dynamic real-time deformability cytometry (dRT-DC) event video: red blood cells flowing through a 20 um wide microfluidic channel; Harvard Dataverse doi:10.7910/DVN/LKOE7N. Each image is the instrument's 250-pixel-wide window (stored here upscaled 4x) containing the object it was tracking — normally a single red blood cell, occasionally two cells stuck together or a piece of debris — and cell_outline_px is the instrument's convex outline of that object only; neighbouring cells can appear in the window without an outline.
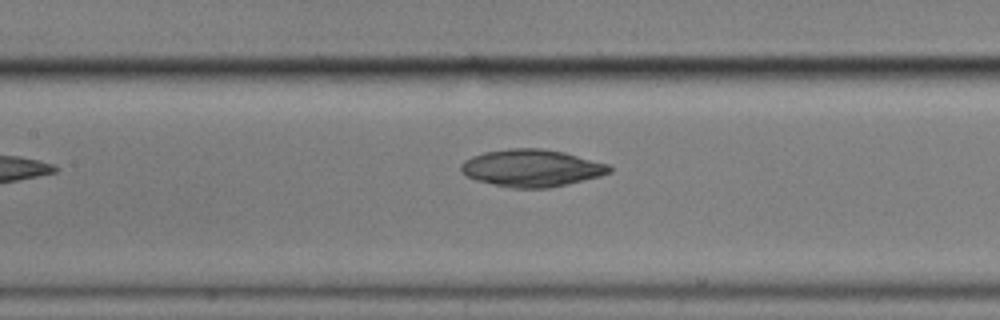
{"species": "common noctule bat (a hibernating species)", "species_latin": "Nyctalus noctula", "temperature_condition": "cold", "stored_images_in_passage": 8, "camera_frame_rate_fps": 3000, "um_per_image_px": 0.085, "animal": {"sex": "male", "body_mass_g": 17.9}, "frame": {"image": 1, "passage_image": 7, "time_ms": 8.333, "image_size_px": [1000, 320], "cell_outline_px": [[612, 172], [600, 176], [568, 184], [548, 188], [512, 188], [492, 184], [476, 180], [460, 172], [460, 164], [464, 160], [472, 156], [484, 152], [512, 148], [540, 148], [564, 152], [608, 164], [612, 168]], "centroid_in_image_um": [45.18, 14.28], "position_along_channel_um": 162.2, "area_um2": 32.25}}
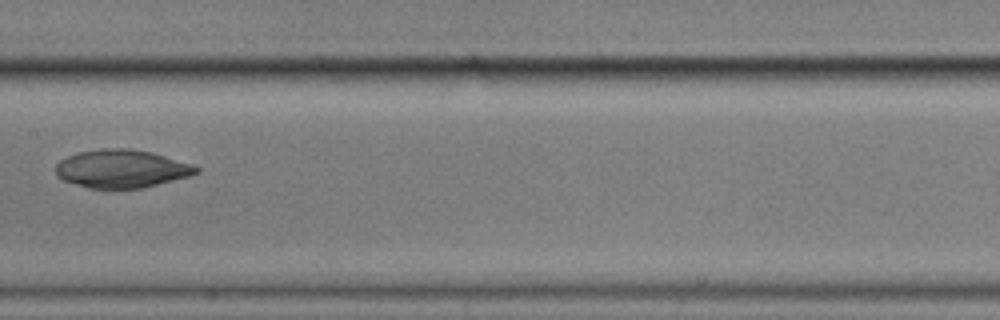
{"frame": {"image": 2, "passage_image": 8, "time_ms": 9.333, "image_size_px": [1000, 320], "cell_outline_px": [[200, 172], [188, 176], [144, 188], [88, 188], [64, 180], [56, 176], [56, 164], [60, 160], [76, 152], [104, 148], [128, 148], [152, 152], [192, 164], [200, 168]], "centroid_in_image_um": [10.33, 14.33], "position_along_channel_um": 197.1, "area_um2": 31.21}}